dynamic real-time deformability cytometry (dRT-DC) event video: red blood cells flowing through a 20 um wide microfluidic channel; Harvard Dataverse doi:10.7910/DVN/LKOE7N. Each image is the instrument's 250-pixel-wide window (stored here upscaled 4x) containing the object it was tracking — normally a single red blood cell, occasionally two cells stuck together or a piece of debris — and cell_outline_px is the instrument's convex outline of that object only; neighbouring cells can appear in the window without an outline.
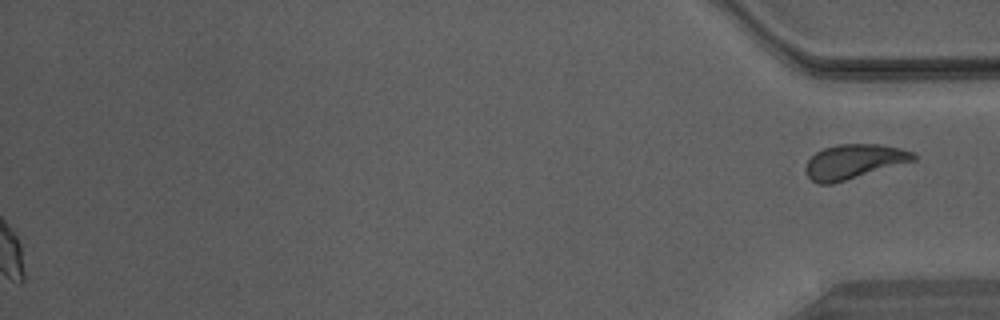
{"species": "Egyptian fruit bat (a non-hibernating species)", "species_latin": "Rousettus aegyptiacus", "temperature_condition": "warm", "stored_images_in_passage": 46, "segment_of_instrument_passage": [2, 2], "camera_frame_rate_fps": 3000, "um_per_image_px": 0.085, "animal": {"sex": "male"}, "frame": {"image": 1, "passage_image": 46, "time_ms": 15.0, "image_size_px": [1000, 320], "cell_outline_px": [[916, 160], [832, 184], [820, 184], [812, 180], [804, 172], [804, 168], [808, 160], [816, 152], [824, 148], [840, 144], [880, 144], [900, 148], [912, 152], [916, 156]], "centroid_in_image_um": [72.56, 13.73], "position_along_channel_um": 362.6, "area_um2": 21.56}}